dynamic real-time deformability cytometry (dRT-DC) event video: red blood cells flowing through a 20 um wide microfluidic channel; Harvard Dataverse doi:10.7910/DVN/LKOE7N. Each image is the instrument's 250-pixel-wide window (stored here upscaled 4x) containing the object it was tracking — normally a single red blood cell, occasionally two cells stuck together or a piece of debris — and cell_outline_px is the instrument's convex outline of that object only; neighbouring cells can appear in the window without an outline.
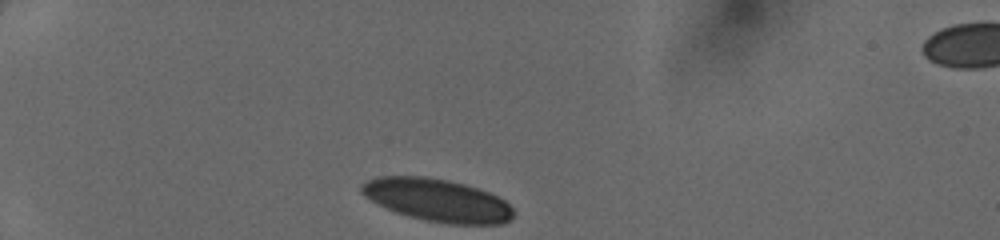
{"species": "human", "species_latin": "Homo sapiens", "temperature_condition": "cold", "stored_images_in_passage": 31, "camera_frame_rate_fps": 3000, "um_per_image_px": 0.085, "donor": {"sex": "female"}, "frame": {"image": 1, "passage_image": 1, "time_ms": 0.0, "image_size_px": [1000, 240], "cell_outline_px": [[512, 220], [504, 224], [448, 224], [424, 220], [408, 216], [396, 212], [364, 196], [360, 192], [360, 184], [368, 180], [380, 176], [428, 176], [448, 180], [464, 184], [488, 192], [504, 200], [512, 208]], "centroid_in_image_um": [37.17, 17.01], "position_along_channel_um": 47.8, "area_um2": 37.69}}
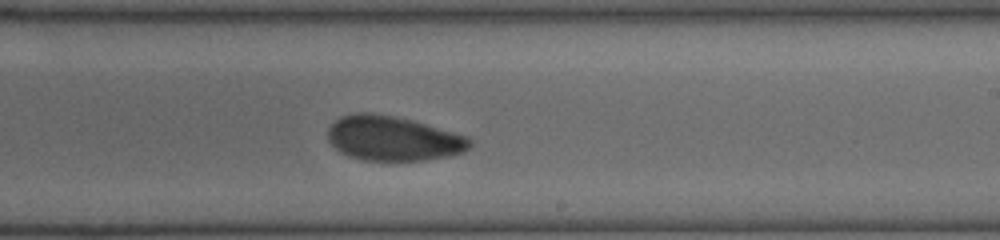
{"frame": {"image": 2, "passage_image": 19, "time_ms": 6.0, "image_size_px": [1000, 240], "cell_outline_px": [[472, 144], [464, 152], [452, 156], [424, 160], [360, 160], [340, 152], [328, 140], [328, 128], [340, 116], [356, 112], [372, 112], [412, 120], [468, 136], [472, 140]], "centroid_in_image_um": [33.42, 11.76], "position_along_channel_um": 255.6, "area_um2": 37.05}}
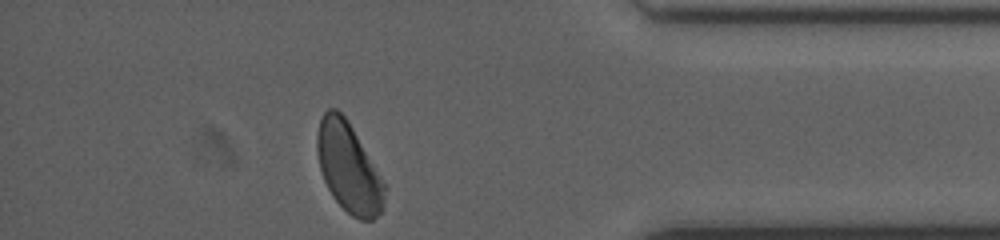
{"frame": {"image": 3, "passage_image": 31, "time_ms": 10.0, "image_size_px": [1000, 240], "cell_outline_px": [[384, 200], [380, 212], [372, 220], [360, 220], [352, 216], [332, 196], [324, 180], [320, 168], [316, 148], [316, 132], [320, 116], [328, 108], [336, 108], [348, 120], [380, 176], [384, 184]], "centroid_in_image_um": [29.58, 14.21], "position_along_channel_um": 405.6, "area_um2": 34.74}}